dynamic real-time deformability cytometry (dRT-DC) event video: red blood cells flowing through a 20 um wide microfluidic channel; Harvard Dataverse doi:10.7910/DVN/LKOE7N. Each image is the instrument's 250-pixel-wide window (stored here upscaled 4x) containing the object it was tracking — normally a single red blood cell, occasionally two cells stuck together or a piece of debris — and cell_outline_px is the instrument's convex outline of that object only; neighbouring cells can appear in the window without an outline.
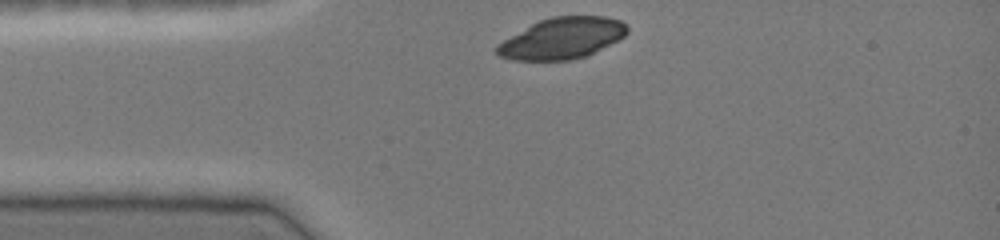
{"species": "common noctule bat (a hibernating species)", "species_latin": "Nyctalus noctula", "temperature_condition": "cold", "stored_images_in_passage": 5, "camera_frame_rate_fps": 3000, "um_per_image_px": 0.085, "animal": {"sex": "female", "body_mass_g": 19.0, "forearm_length_mm": 51.5}, "frame": {"image": 1, "passage_image": 1, "time_ms": 0.0, "image_size_px": [1000, 240], "cell_outline_px": [[628, 32], [624, 36], [588, 56], [572, 60], [512, 60], [500, 56], [496, 52], [496, 44], [532, 24], [540, 20], [552, 16], [604, 16], [620, 20], [628, 24]], "centroid_in_image_um": [47.8, 3.26], "position_along_channel_um": 37.2, "area_um2": 31.21}}